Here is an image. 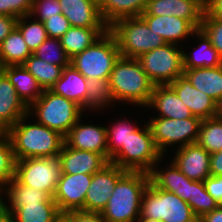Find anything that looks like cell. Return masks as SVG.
Returning a JSON list of instances; mask_svg holds the SVG:
<instances>
[{"label":"cell","mask_w":222,"mask_h":222,"mask_svg":"<svg viewBox=\"0 0 222 222\" xmlns=\"http://www.w3.org/2000/svg\"><path fill=\"white\" fill-rule=\"evenodd\" d=\"M200 29L222 57V19L213 18L205 11Z\"/></svg>","instance_id":"41"},{"label":"cell","mask_w":222,"mask_h":222,"mask_svg":"<svg viewBox=\"0 0 222 222\" xmlns=\"http://www.w3.org/2000/svg\"><path fill=\"white\" fill-rule=\"evenodd\" d=\"M87 87L88 80L69 64L63 68L61 77L55 82L50 90L55 94L72 100L84 110L86 109L88 96Z\"/></svg>","instance_id":"24"},{"label":"cell","mask_w":222,"mask_h":222,"mask_svg":"<svg viewBox=\"0 0 222 222\" xmlns=\"http://www.w3.org/2000/svg\"><path fill=\"white\" fill-rule=\"evenodd\" d=\"M33 55L47 63L62 66L63 68L70 64V58L66 55L58 38H47L33 52Z\"/></svg>","instance_id":"39"},{"label":"cell","mask_w":222,"mask_h":222,"mask_svg":"<svg viewBox=\"0 0 222 222\" xmlns=\"http://www.w3.org/2000/svg\"><path fill=\"white\" fill-rule=\"evenodd\" d=\"M150 183L146 172L127 171L116 183L101 216L106 222H136L142 196Z\"/></svg>","instance_id":"2"},{"label":"cell","mask_w":222,"mask_h":222,"mask_svg":"<svg viewBox=\"0 0 222 222\" xmlns=\"http://www.w3.org/2000/svg\"><path fill=\"white\" fill-rule=\"evenodd\" d=\"M59 3L70 26L109 28L101 16L97 0H59Z\"/></svg>","instance_id":"20"},{"label":"cell","mask_w":222,"mask_h":222,"mask_svg":"<svg viewBox=\"0 0 222 222\" xmlns=\"http://www.w3.org/2000/svg\"><path fill=\"white\" fill-rule=\"evenodd\" d=\"M0 70L8 77L17 94L28 107L42 95L43 89L23 65L1 67Z\"/></svg>","instance_id":"27"},{"label":"cell","mask_w":222,"mask_h":222,"mask_svg":"<svg viewBox=\"0 0 222 222\" xmlns=\"http://www.w3.org/2000/svg\"><path fill=\"white\" fill-rule=\"evenodd\" d=\"M132 132L110 163L131 172L150 173L161 162L163 154L158 150L148 123Z\"/></svg>","instance_id":"5"},{"label":"cell","mask_w":222,"mask_h":222,"mask_svg":"<svg viewBox=\"0 0 222 222\" xmlns=\"http://www.w3.org/2000/svg\"><path fill=\"white\" fill-rule=\"evenodd\" d=\"M193 35L199 38L201 43L197 45V52L194 50L196 54L191 53L193 55H190L183 51V69L209 68L222 65V57L212 46L206 34L201 29H197Z\"/></svg>","instance_id":"29"},{"label":"cell","mask_w":222,"mask_h":222,"mask_svg":"<svg viewBox=\"0 0 222 222\" xmlns=\"http://www.w3.org/2000/svg\"><path fill=\"white\" fill-rule=\"evenodd\" d=\"M104 22L111 26L116 20L126 17H140L148 0H97Z\"/></svg>","instance_id":"28"},{"label":"cell","mask_w":222,"mask_h":222,"mask_svg":"<svg viewBox=\"0 0 222 222\" xmlns=\"http://www.w3.org/2000/svg\"><path fill=\"white\" fill-rule=\"evenodd\" d=\"M165 170L155 167L149 173L150 181L159 189L175 193L183 201L192 199L193 180L184 175L171 161Z\"/></svg>","instance_id":"23"},{"label":"cell","mask_w":222,"mask_h":222,"mask_svg":"<svg viewBox=\"0 0 222 222\" xmlns=\"http://www.w3.org/2000/svg\"><path fill=\"white\" fill-rule=\"evenodd\" d=\"M33 0H0V15L20 18L30 15Z\"/></svg>","instance_id":"43"},{"label":"cell","mask_w":222,"mask_h":222,"mask_svg":"<svg viewBox=\"0 0 222 222\" xmlns=\"http://www.w3.org/2000/svg\"><path fill=\"white\" fill-rule=\"evenodd\" d=\"M44 27L46 29L48 38H61L71 27L69 20L63 14L50 17L45 20Z\"/></svg>","instance_id":"44"},{"label":"cell","mask_w":222,"mask_h":222,"mask_svg":"<svg viewBox=\"0 0 222 222\" xmlns=\"http://www.w3.org/2000/svg\"><path fill=\"white\" fill-rule=\"evenodd\" d=\"M17 19L13 16L0 15V44L14 30Z\"/></svg>","instance_id":"47"},{"label":"cell","mask_w":222,"mask_h":222,"mask_svg":"<svg viewBox=\"0 0 222 222\" xmlns=\"http://www.w3.org/2000/svg\"><path fill=\"white\" fill-rule=\"evenodd\" d=\"M220 114L222 115V105L220 106Z\"/></svg>","instance_id":"55"},{"label":"cell","mask_w":222,"mask_h":222,"mask_svg":"<svg viewBox=\"0 0 222 222\" xmlns=\"http://www.w3.org/2000/svg\"><path fill=\"white\" fill-rule=\"evenodd\" d=\"M23 66L35 77L43 90H50L62 75V66L47 63L35 55H30Z\"/></svg>","instance_id":"33"},{"label":"cell","mask_w":222,"mask_h":222,"mask_svg":"<svg viewBox=\"0 0 222 222\" xmlns=\"http://www.w3.org/2000/svg\"><path fill=\"white\" fill-rule=\"evenodd\" d=\"M32 54L20 30L15 27L0 44V68L11 65H23Z\"/></svg>","instance_id":"31"},{"label":"cell","mask_w":222,"mask_h":222,"mask_svg":"<svg viewBox=\"0 0 222 222\" xmlns=\"http://www.w3.org/2000/svg\"><path fill=\"white\" fill-rule=\"evenodd\" d=\"M62 176L60 157H36L16 161L15 179L24 186L46 192L53 198Z\"/></svg>","instance_id":"10"},{"label":"cell","mask_w":222,"mask_h":222,"mask_svg":"<svg viewBox=\"0 0 222 222\" xmlns=\"http://www.w3.org/2000/svg\"><path fill=\"white\" fill-rule=\"evenodd\" d=\"M16 158L6 132H0V193L15 178Z\"/></svg>","instance_id":"35"},{"label":"cell","mask_w":222,"mask_h":222,"mask_svg":"<svg viewBox=\"0 0 222 222\" xmlns=\"http://www.w3.org/2000/svg\"><path fill=\"white\" fill-rule=\"evenodd\" d=\"M195 1L196 3H198L204 10L207 9L209 3H210V0H193Z\"/></svg>","instance_id":"53"},{"label":"cell","mask_w":222,"mask_h":222,"mask_svg":"<svg viewBox=\"0 0 222 222\" xmlns=\"http://www.w3.org/2000/svg\"><path fill=\"white\" fill-rule=\"evenodd\" d=\"M210 175L222 176V151L212 153L210 156Z\"/></svg>","instance_id":"48"},{"label":"cell","mask_w":222,"mask_h":222,"mask_svg":"<svg viewBox=\"0 0 222 222\" xmlns=\"http://www.w3.org/2000/svg\"><path fill=\"white\" fill-rule=\"evenodd\" d=\"M183 70L192 86L222 105V65Z\"/></svg>","instance_id":"25"},{"label":"cell","mask_w":222,"mask_h":222,"mask_svg":"<svg viewBox=\"0 0 222 222\" xmlns=\"http://www.w3.org/2000/svg\"><path fill=\"white\" fill-rule=\"evenodd\" d=\"M93 174H62L53 200L63 214L71 210H83L87 190Z\"/></svg>","instance_id":"13"},{"label":"cell","mask_w":222,"mask_h":222,"mask_svg":"<svg viewBox=\"0 0 222 222\" xmlns=\"http://www.w3.org/2000/svg\"><path fill=\"white\" fill-rule=\"evenodd\" d=\"M177 46L166 43L137 58L154 85H169L183 75V50Z\"/></svg>","instance_id":"9"},{"label":"cell","mask_w":222,"mask_h":222,"mask_svg":"<svg viewBox=\"0 0 222 222\" xmlns=\"http://www.w3.org/2000/svg\"><path fill=\"white\" fill-rule=\"evenodd\" d=\"M140 216L162 222H199L186 201L157 188L151 181L142 196Z\"/></svg>","instance_id":"8"},{"label":"cell","mask_w":222,"mask_h":222,"mask_svg":"<svg viewBox=\"0 0 222 222\" xmlns=\"http://www.w3.org/2000/svg\"><path fill=\"white\" fill-rule=\"evenodd\" d=\"M27 118L32 117L23 116L6 132L16 160L59 156L65 143L64 136L38 122L27 124L25 123Z\"/></svg>","instance_id":"1"},{"label":"cell","mask_w":222,"mask_h":222,"mask_svg":"<svg viewBox=\"0 0 222 222\" xmlns=\"http://www.w3.org/2000/svg\"><path fill=\"white\" fill-rule=\"evenodd\" d=\"M169 86L189 108L193 116L203 120L220 114V105L209 95L192 86L184 74L170 83Z\"/></svg>","instance_id":"14"},{"label":"cell","mask_w":222,"mask_h":222,"mask_svg":"<svg viewBox=\"0 0 222 222\" xmlns=\"http://www.w3.org/2000/svg\"><path fill=\"white\" fill-rule=\"evenodd\" d=\"M127 171L109 163L92 176L91 184L84 200V211L99 212L106 207L117 181Z\"/></svg>","instance_id":"12"},{"label":"cell","mask_w":222,"mask_h":222,"mask_svg":"<svg viewBox=\"0 0 222 222\" xmlns=\"http://www.w3.org/2000/svg\"><path fill=\"white\" fill-rule=\"evenodd\" d=\"M59 157L62 174H94L110 163L102 154L74 149L65 143Z\"/></svg>","instance_id":"18"},{"label":"cell","mask_w":222,"mask_h":222,"mask_svg":"<svg viewBox=\"0 0 222 222\" xmlns=\"http://www.w3.org/2000/svg\"><path fill=\"white\" fill-rule=\"evenodd\" d=\"M86 109L105 108L114 101L108 79L91 78L88 80Z\"/></svg>","instance_id":"37"},{"label":"cell","mask_w":222,"mask_h":222,"mask_svg":"<svg viewBox=\"0 0 222 222\" xmlns=\"http://www.w3.org/2000/svg\"><path fill=\"white\" fill-rule=\"evenodd\" d=\"M187 203L199 219L219 206L207 192L203 181H193L192 199H189Z\"/></svg>","instance_id":"40"},{"label":"cell","mask_w":222,"mask_h":222,"mask_svg":"<svg viewBox=\"0 0 222 222\" xmlns=\"http://www.w3.org/2000/svg\"><path fill=\"white\" fill-rule=\"evenodd\" d=\"M12 214L16 222H57L62 217L56 203L25 204Z\"/></svg>","instance_id":"32"},{"label":"cell","mask_w":222,"mask_h":222,"mask_svg":"<svg viewBox=\"0 0 222 222\" xmlns=\"http://www.w3.org/2000/svg\"><path fill=\"white\" fill-rule=\"evenodd\" d=\"M207 192L222 205V176H209L204 181Z\"/></svg>","instance_id":"46"},{"label":"cell","mask_w":222,"mask_h":222,"mask_svg":"<svg viewBox=\"0 0 222 222\" xmlns=\"http://www.w3.org/2000/svg\"><path fill=\"white\" fill-rule=\"evenodd\" d=\"M108 30L109 28H84L71 26L59 39L66 55L71 59L76 54L81 53L83 50L91 46Z\"/></svg>","instance_id":"30"},{"label":"cell","mask_w":222,"mask_h":222,"mask_svg":"<svg viewBox=\"0 0 222 222\" xmlns=\"http://www.w3.org/2000/svg\"><path fill=\"white\" fill-rule=\"evenodd\" d=\"M151 31L159 34L166 43L179 45L197 29L187 20L175 16L140 15ZM184 39V40H183Z\"/></svg>","instance_id":"21"},{"label":"cell","mask_w":222,"mask_h":222,"mask_svg":"<svg viewBox=\"0 0 222 222\" xmlns=\"http://www.w3.org/2000/svg\"><path fill=\"white\" fill-rule=\"evenodd\" d=\"M33 112L38 123L65 137L84 111L72 100L51 90H43L42 95L28 107V115L32 116Z\"/></svg>","instance_id":"4"},{"label":"cell","mask_w":222,"mask_h":222,"mask_svg":"<svg viewBox=\"0 0 222 222\" xmlns=\"http://www.w3.org/2000/svg\"><path fill=\"white\" fill-rule=\"evenodd\" d=\"M109 31L114 35L121 57L137 59L142 54L166 44L165 40L151 31L141 17L116 20Z\"/></svg>","instance_id":"6"},{"label":"cell","mask_w":222,"mask_h":222,"mask_svg":"<svg viewBox=\"0 0 222 222\" xmlns=\"http://www.w3.org/2000/svg\"><path fill=\"white\" fill-rule=\"evenodd\" d=\"M68 222H106L101 213L71 210L62 214Z\"/></svg>","instance_id":"45"},{"label":"cell","mask_w":222,"mask_h":222,"mask_svg":"<svg viewBox=\"0 0 222 222\" xmlns=\"http://www.w3.org/2000/svg\"><path fill=\"white\" fill-rule=\"evenodd\" d=\"M117 41L108 30L91 46L70 59V64L87 80L108 79L114 63L120 57Z\"/></svg>","instance_id":"7"},{"label":"cell","mask_w":222,"mask_h":222,"mask_svg":"<svg viewBox=\"0 0 222 222\" xmlns=\"http://www.w3.org/2000/svg\"><path fill=\"white\" fill-rule=\"evenodd\" d=\"M197 143L208 153L222 151V115L203 119Z\"/></svg>","instance_id":"34"},{"label":"cell","mask_w":222,"mask_h":222,"mask_svg":"<svg viewBox=\"0 0 222 222\" xmlns=\"http://www.w3.org/2000/svg\"><path fill=\"white\" fill-rule=\"evenodd\" d=\"M201 119L194 116L185 119H170L165 117H152L147 121L152 137L158 150L163 154L170 145L177 147L197 143Z\"/></svg>","instance_id":"11"},{"label":"cell","mask_w":222,"mask_h":222,"mask_svg":"<svg viewBox=\"0 0 222 222\" xmlns=\"http://www.w3.org/2000/svg\"><path fill=\"white\" fill-rule=\"evenodd\" d=\"M31 18L30 15L18 18L16 27L20 30L28 48L33 53L48 38V35L43 22L35 19L33 22L27 23V20Z\"/></svg>","instance_id":"36"},{"label":"cell","mask_w":222,"mask_h":222,"mask_svg":"<svg viewBox=\"0 0 222 222\" xmlns=\"http://www.w3.org/2000/svg\"><path fill=\"white\" fill-rule=\"evenodd\" d=\"M81 117L64 137L68 147L102 154L108 160L106 127L82 124Z\"/></svg>","instance_id":"15"},{"label":"cell","mask_w":222,"mask_h":222,"mask_svg":"<svg viewBox=\"0 0 222 222\" xmlns=\"http://www.w3.org/2000/svg\"><path fill=\"white\" fill-rule=\"evenodd\" d=\"M129 121L131 120H121L110 127H106L109 162L111 158L122 148L123 144H126L131 133L139 128L137 125L134 126Z\"/></svg>","instance_id":"38"},{"label":"cell","mask_w":222,"mask_h":222,"mask_svg":"<svg viewBox=\"0 0 222 222\" xmlns=\"http://www.w3.org/2000/svg\"><path fill=\"white\" fill-rule=\"evenodd\" d=\"M199 222H222V205H219L211 212L204 214Z\"/></svg>","instance_id":"50"},{"label":"cell","mask_w":222,"mask_h":222,"mask_svg":"<svg viewBox=\"0 0 222 222\" xmlns=\"http://www.w3.org/2000/svg\"><path fill=\"white\" fill-rule=\"evenodd\" d=\"M205 10L193 0H148L141 15L175 16L200 29Z\"/></svg>","instance_id":"17"},{"label":"cell","mask_w":222,"mask_h":222,"mask_svg":"<svg viewBox=\"0 0 222 222\" xmlns=\"http://www.w3.org/2000/svg\"><path fill=\"white\" fill-rule=\"evenodd\" d=\"M136 222H162V221L156 220V219H152V218H148V217L139 216L137 218Z\"/></svg>","instance_id":"52"},{"label":"cell","mask_w":222,"mask_h":222,"mask_svg":"<svg viewBox=\"0 0 222 222\" xmlns=\"http://www.w3.org/2000/svg\"><path fill=\"white\" fill-rule=\"evenodd\" d=\"M5 188V189H4ZM2 190L8 196L10 206L4 203L0 194V204L13 213L18 207L32 203H56L46 192L32 187L24 186L13 178Z\"/></svg>","instance_id":"26"},{"label":"cell","mask_w":222,"mask_h":222,"mask_svg":"<svg viewBox=\"0 0 222 222\" xmlns=\"http://www.w3.org/2000/svg\"><path fill=\"white\" fill-rule=\"evenodd\" d=\"M57 222H68L63 216Z\"/></svg>","instance_id":"54"},{"label":"cell","mask_w":222,"mask_h":222,"mask_svg":"<svg viewBox=\"0 0 222 222\" xmlns=\"http://www.w3.org/2000/svg\"><path fill=\"white\" fill-rule=\"evenodd\" d=\"M210 156L198 143H192L178 148L171 161L190 180L204 181L211 176Z\"/></svg>","instance_id":"16"},{"label":"cell","mask_w":222,"mask_h":222,"mask_svg":"<svg viewBox=\"0 0 222 222\" xmlns=\"http://www.w3.org/2000/svg\"><path fill=\"white\" fill-rule=\"evenodd\" d=\"M205 11L213 18L222 19V0H210Z\"/></svg>","instance_id":"49"},{"label":"cell","mask_w":222,"mask_h":222,"mask_svg":"<svg viewBox=\"0 0 222 222\" xmlns=\"http://www.w3.org/2000/svg\"><path fill=\"white\" fill-rule=\"evenodd\" d=\"M0 222H16L13 214L0 204Z\"/></svg>","instance_id":"51"},{"label":"cell","mask_w":222,"mask_h":222,"mask_svg":"<svg viewBox=\"0 0 222 222\" xmlns=\"http://www.w3.org/2000/svg\"><path fill=\"white\" fill-rule=\"evenodd\" d=\"M57 14H62L59 0H33L30 16L33 18L37 15V21L44 22Z\"/></svg>","instance_id":"42"},{"label":"cell","mask_w":222,"mask_h":222,"mask_svg":"<svg viewBox=\"0 0 222 222\" xmlns=\"http://www.w3.org/2000/svg\"><path fill=\"white\" fill-rule=\"evenodd\" d=\"M25 115H28V106L0 70V132H7Z\"/></svg>","instance_id":"19"},{"label":"cell","mask_w":222,"mask_h":222,"mask_svg":"<svg viewBox=\"0 0 222 222\" xmlns=\"http://www.w3.org/2000/svg\"><path fill=\"white\" fill-rule=\"evenodd\" d=\"M109 84L115 102L144 107L149 104L155 86L137 59L121 56L114 63Z\"/></svg>","instance_id":"3"},{"label":"cell","mask_w":222,"mask_h":222,"mask_svg":"<svg viewBox=\"0 0 222 222\" xmlns=\"http://www.w3.org/2000/svg\"><path fill=\"white\" fill-rule=\"evenodd\" d=\"M148 106L157 110L158 117L170 119L194 117L189 108L169 85H155Z\"/></svg>","instance_id":"22"}]
</instances>
